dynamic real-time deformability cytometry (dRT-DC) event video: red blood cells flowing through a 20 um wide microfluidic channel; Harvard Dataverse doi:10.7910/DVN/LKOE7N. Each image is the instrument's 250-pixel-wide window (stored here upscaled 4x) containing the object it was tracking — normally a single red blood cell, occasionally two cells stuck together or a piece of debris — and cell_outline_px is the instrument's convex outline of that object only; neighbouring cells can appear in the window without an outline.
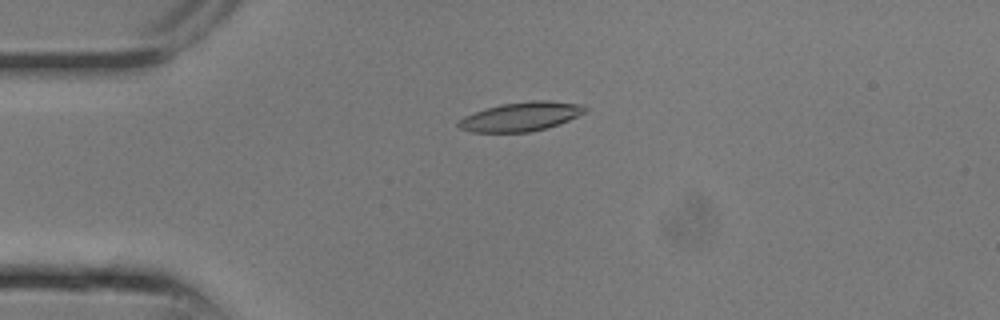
{"species": "common noctule bat (a hibernating species)", "species_latin": "Nyctalus noctula", "temperature_condition": "room temperature", "stored_images_in_passage": 9, "camera_frame_rate_fps": 3000, "um_per_image_px": 0.085, "animal": {"sex": "male", "body_mass_g": 13.3}, "frame": {"image": 1, "passage_image": 6, "time_ms": 1.667, "image_size_px": [1000, 320], "cell_outline_px": [[572, 116], [556, 124], [524, 132], [484, 132], [472, 128], [472, 116], [480, 112], [492, 108], [508, 104], [568, 104]], "centroid_in_image_um": [44.21, 9.99], "position_along_channel_um": 40.8, "area_um2": 16.24}}
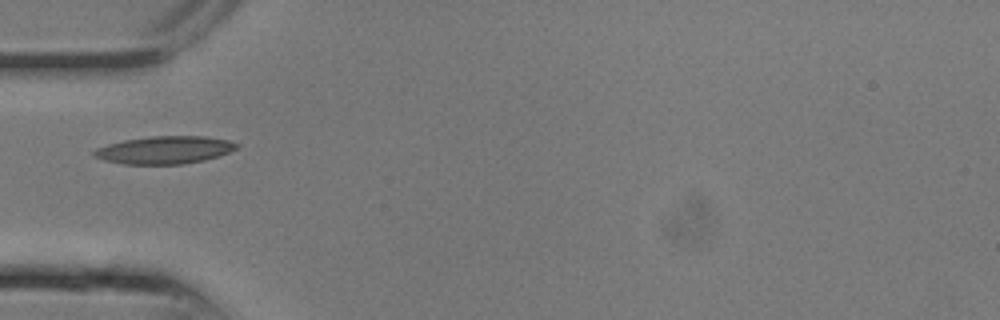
{"frame": {"image": 2, "passage_image": 8, "time_ms": 2.333, "image_size_px": [1000, 320], "cell_outline_px": [[232, 148], [224, 152], [212, 156], [196, 160], [172, 164], [136, 164], [116, 160], [104, 156], [104, 148], [116, 144], [132, 140], [220, 140], [232, 144]], "centroid_in_image_um": [14.04, 12.83], "position_along_channel_um": 71.0, "area_um2": 17.74}}